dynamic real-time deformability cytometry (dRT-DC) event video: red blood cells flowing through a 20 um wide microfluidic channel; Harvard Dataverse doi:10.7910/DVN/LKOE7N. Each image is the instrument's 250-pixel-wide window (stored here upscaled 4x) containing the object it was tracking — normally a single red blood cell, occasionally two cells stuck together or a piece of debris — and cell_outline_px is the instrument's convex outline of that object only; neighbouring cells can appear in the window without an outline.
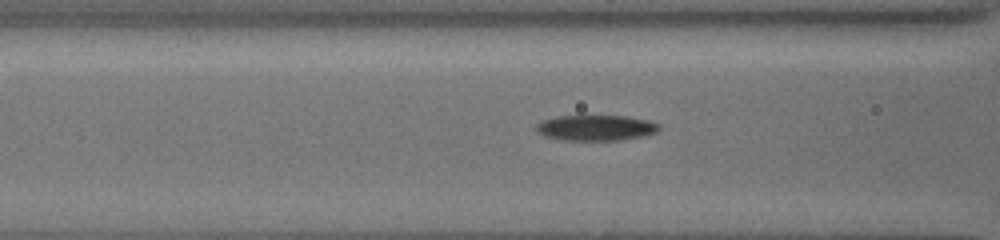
{"species": "common noctule bat (a hibernating species)", "species_latin": "Nyctalus noctula", "temperature_condition": "cold", "stored_images_in_passage": 33, "camera_frame_rate_fps": 3000, "um_per_image_px": 0.085, "animal": {"sex": "female", "body_mass_g": 19.5, "forearm_length_mm": 54.1}, "frame": {"image": 1, "passage_image": 6, "time_ms": 1.667, "image_size_px": [1000, 240], "cell_outline_px": [[660, 128], [656, 132], [644, 136], [620, 140], [564, 140], [544, 136], [536, 128], [536, 124], [540, 120], [556, 116], [628, 116], [648, 120], [660, 124]], "centroid_in_image_um": [50.66, 10.86], "position_along_channel_um": 115.9, "area_um2": 18.38}}
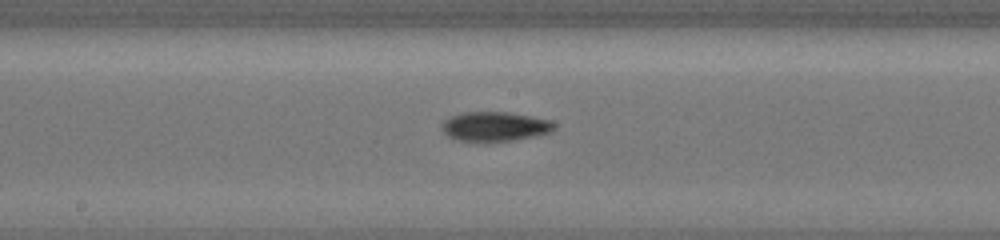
{"frame": {"image": 2, "passage_image": 17, "time_ms": 4.0, "image_size_px": [1000, 240], "cell_outline_px": [[556, 124], [548, 132], [532, 136], [508, 140], [460, 140], [448, 136], [440, 128], [440, 124], [444, 120], [452, 116], [464, 112], [508, 112], [552, 120]], "centroid_in_image_um": [42.02, 10.72], "position_along_channel_um": 206.2, "area_um2": 18.73}}
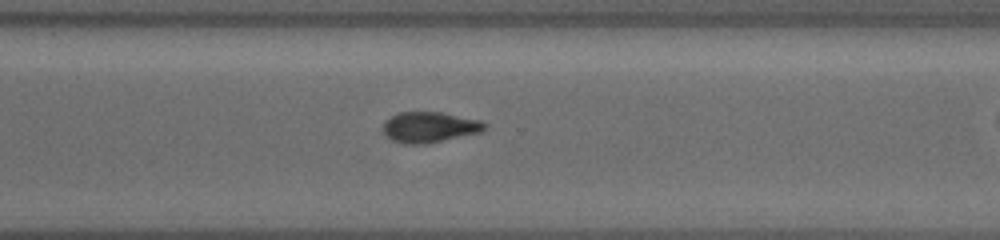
{"frame": {"image": 3, "passage_image": 30, "time_ms": 7.333, "image_size_px": [1000, 240], "cell_outline_px": [[488, 124], [480, 132], [420, 144], [404, 144], [388, 136], [384, 132], [384, 120], [400, 112], [440, 112], [480, 120]], "centroid_in_image_um": [36.51, 10.78], "position_along_channel_um": 334.1, "area_um2": 17.57}}